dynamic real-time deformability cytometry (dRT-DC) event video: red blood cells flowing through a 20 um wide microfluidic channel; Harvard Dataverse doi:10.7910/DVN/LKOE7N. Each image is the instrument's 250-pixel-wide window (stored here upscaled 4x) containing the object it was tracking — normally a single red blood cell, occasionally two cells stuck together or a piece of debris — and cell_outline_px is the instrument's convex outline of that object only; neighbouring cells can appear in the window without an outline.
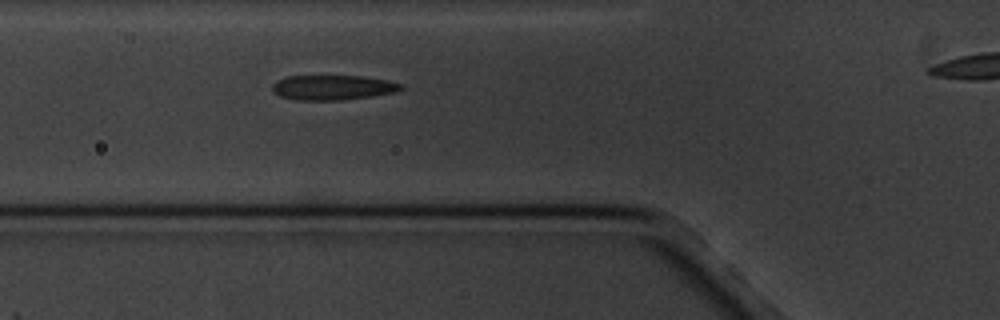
{"species": "common noctule bat (a hibernating species)", "species_latin": "Nyctalus noctula", "temperature_condition": "cold", "stored_images_in_passage": 6, "segment_of_instrument_passage": [1, 2], "camera_frame_rate_fps": 3000, "um_per_image_px": 0.085, "animal": {"sex": "male", "body_mass_g": 20.1, "forearm_length_mm": 53.5}, "frame": {"image": 1, "passage_image": 5, "time_ms": 4.333, "image_size_px": [1000, 320], "cell_outline_px": [[404, 88], [400, 92], [372, 96], [340, 100], [296, 100], [280, 96], [272, 92], [272, 84], [276, 80], [288, 76], [360, 76], [388, 80], [404, 84]], "centroid_in_image_um": [28.32, 7.44], "position_along_channel_um": 97.5, "area_um2": 18.9}}